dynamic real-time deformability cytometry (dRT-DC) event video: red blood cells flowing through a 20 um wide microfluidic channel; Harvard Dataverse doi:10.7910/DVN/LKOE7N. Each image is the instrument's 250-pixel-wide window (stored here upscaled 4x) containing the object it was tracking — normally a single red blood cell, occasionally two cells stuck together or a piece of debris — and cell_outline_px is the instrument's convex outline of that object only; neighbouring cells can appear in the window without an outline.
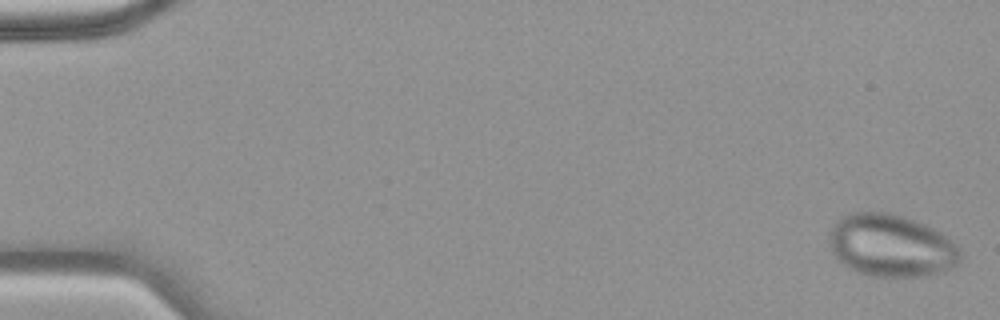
{"species": "common noctule bat (a hibernating species)", "species_latin": "Nyctalus noctula", "temperature_condition": "warm", "stored_images_in_passage": 6, "camera_frame_rate_fps": 3000, "um_per_image_px": 0.085, "animal": {"sex": "female", "body_mass_g": 18.4}, "frame": {"image": 1, "passage_image": 1, "time_ms": 0.0, "image_size_px": [1000, 320], "cell_outline_px": [[960, 260], [952, 268], [944, 272], [924, 276], [868, 276], [856, 272], [844, 264], [832, 252], [828, 240], [828, 232], [832, 224], [840, 216], [852, 212], [888, 212], [904, 216], [924, 224], [948, 236], [960, 248]], "centroid_in_image_um": [75.73, 20.87], "position_along_channel_um": 9.3, "area_um2": 48.21}}